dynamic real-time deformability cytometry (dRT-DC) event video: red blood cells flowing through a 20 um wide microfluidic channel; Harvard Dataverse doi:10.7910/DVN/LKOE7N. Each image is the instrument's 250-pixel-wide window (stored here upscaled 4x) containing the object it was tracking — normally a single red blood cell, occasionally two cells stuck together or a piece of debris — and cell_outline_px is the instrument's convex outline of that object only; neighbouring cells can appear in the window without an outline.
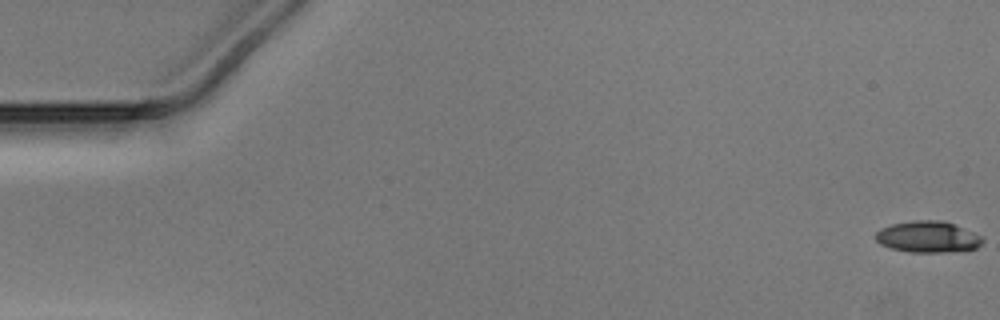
{"species": "Egyptian fruit bat (a non-hibernating species)", "species_latin": "Rousettus aegyptiacus", "temperature_condition": "warm", "stored_images_in_passage": 51, "camera_frame_rate_fps": 3000, "um_per_image_px": 0.085, "animal": {"sex": "male"}, "frame": {"image": 1, "passage_image": 1, "time_ms": 0.0, "image_size_px": [1000, 320], "cell_outline_px": [[984, 240], [976, 248], [944, 252], [908, 252], [892, 248], [880, 244], [876, 240], [876, 232], [880, 228], [892, 224], [912, 220], [944, 220], [972, 232], [980, 236]], "centroid_in_image_um": [78.83, 20.12], "position_along_channel_um": 6.2, "area_um2": 19.36}}
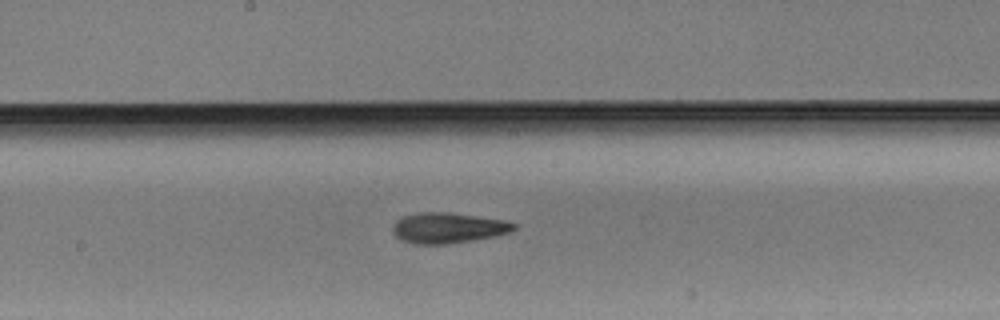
{"frame": {"image": 2, "passage_image": 28, "time_ms": 9.0, "image_size_px": [1000, 320], "cell_outline_px": [[516, 228], [512, 232], [496, 236], [448, 244], [416, 244], [404, 240], [396, 236], [392, 232], [392, 228], [396, 220], [404, 216], [416, 212], [448, 212], [500, 220], [516, 224]], "centroid_in_image_um": [38.06, 19.37], "position_along_channel_um": 210.1, "area_um2": 21.39}}
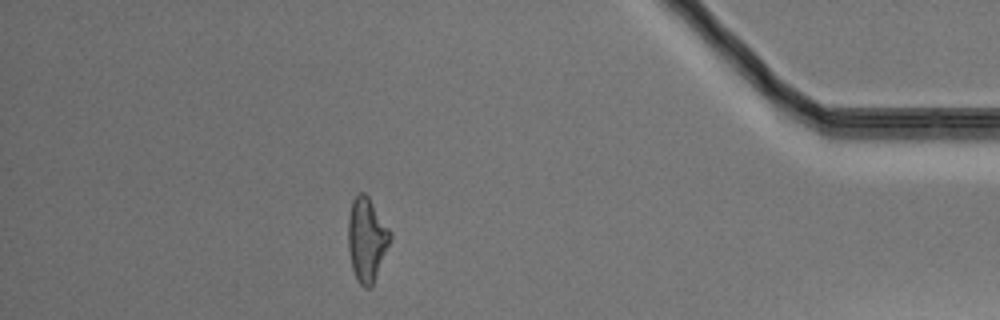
{"frame": {"image": 3, "passage_image": 46, "time_ms": 15.0, "image_size_px": [1000, 320], "cell_outline_px": [[392, 240], [372, 288], [364, 288], [356, 280], [352, 268], [348, 248], [348, 216], [352, 200], [360, 192], [364, 192], [368, 196], [392, 232]], "centroid_in_image_um": [31.19, 20.39], "position_along_channel_um": 404.0, "area_um2": 20.98}}